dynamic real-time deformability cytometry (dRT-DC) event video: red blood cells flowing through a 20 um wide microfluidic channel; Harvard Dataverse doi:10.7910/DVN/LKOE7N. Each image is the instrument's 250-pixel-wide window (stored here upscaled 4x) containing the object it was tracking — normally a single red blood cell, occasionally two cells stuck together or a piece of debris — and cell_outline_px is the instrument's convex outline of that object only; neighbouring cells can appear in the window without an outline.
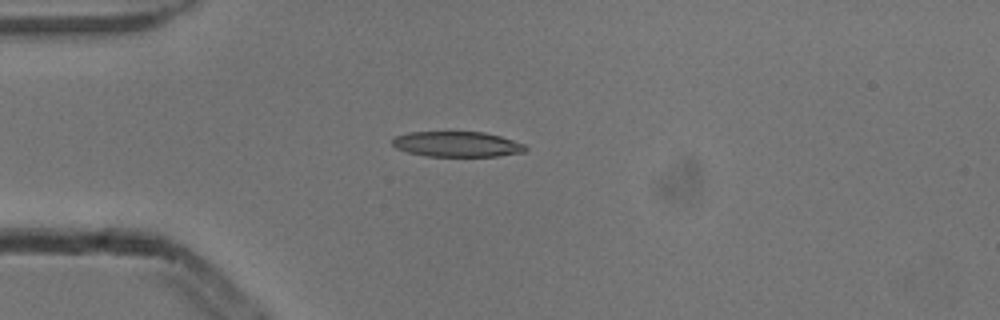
{"species": "common noctule bat (a hibernating species)", "species_latin": "Nyctalus noctula", "temperature_condition": "cold", "stored_images_in_passage": 1, "camera_frame_rate_fps": 3000, "um_per_image_px": 0.085, "animal": {"sex": "male", "body_mass_g": 13.3}, "frame": {"image": 1, "passage_image": 1, "time_ms": 0.0, "image_size_px": [1000, 320], "cell_outline_px": [[528, 148], [524, 152], [500, 156], [428, 156], [408, 152], [396, 148], [392, 144], [392, 140], [396, 136], [408, 132], [484, 132], [500, 136], [524, 144]], "centroid_in_image_um": [38.86, 12.26], "position_along_channel_um": 46.1, "area_um2": 19.59}}